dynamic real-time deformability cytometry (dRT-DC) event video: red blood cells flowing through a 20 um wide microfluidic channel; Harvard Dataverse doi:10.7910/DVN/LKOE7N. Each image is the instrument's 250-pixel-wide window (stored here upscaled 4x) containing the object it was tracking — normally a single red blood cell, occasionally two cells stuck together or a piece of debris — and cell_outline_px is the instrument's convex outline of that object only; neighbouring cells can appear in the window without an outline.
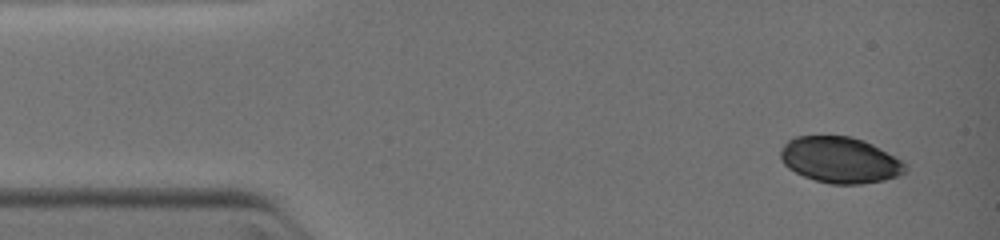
{"species": "common noctule bat (a hibernating species)", "species_latin": "Nyctalus noctula", "temperature_condition": "warm", "stored_images_in_passage": 3, "camera_frame_rate_fps": 3000, "um_per_image_px": 0.085, "animal": {"sex": "female", "body_mass_g": 19.0, "forearm_length_mm": 51.5}, "frame": {"image": 1, "passage_image": 1, "time_ms": 0.0, "image_size_px": [1000, 240], "cell_outline_px": [[908, 168], [904, 172], [896, 176], [884, 180], [860, 184], [832, 184], [816, 180], [804, 176], [788, 168], [780, 160], [780, 152], [784, 144], [788, 140], [796, 136], [848, 136], [864, 140], [872, 144], [908, 164]], "centroid_in_image_um": [71.39, 13.59], "position_along_channel_um": 13.6, "area_um2": 33.35}}